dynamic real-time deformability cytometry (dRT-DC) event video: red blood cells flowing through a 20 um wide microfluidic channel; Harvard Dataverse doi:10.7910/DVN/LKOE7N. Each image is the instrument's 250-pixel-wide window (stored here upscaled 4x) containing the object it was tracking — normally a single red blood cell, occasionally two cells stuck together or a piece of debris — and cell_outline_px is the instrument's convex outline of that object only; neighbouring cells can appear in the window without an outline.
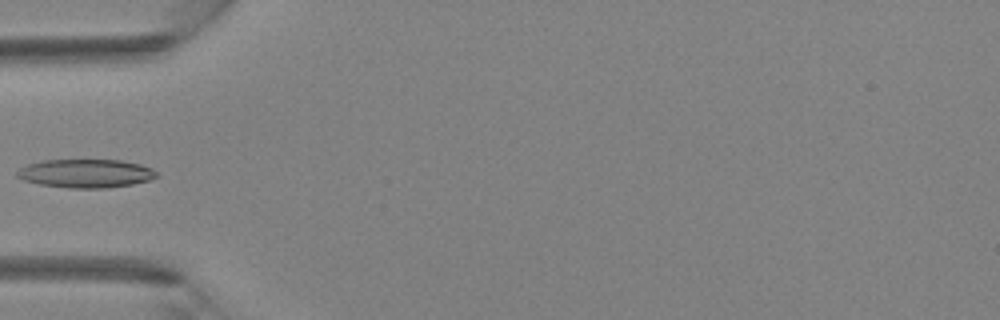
{"species": "Egyptian fruit bat (a non-hibernating species)", "species_latin": "Rousettus aegyptiacus", "temperature_condition": "room temperature", "stored_images_in_passage": 4, "camera_frame_rate_fps": 3000, "um_per_image_px": 0.085, "animal": {"sex": "female"}, "frame": {"image": 1, "passage_image": 4, "time_ms": 1.0, "image_size_px": [1000, 320], "cell_outline_px": [[160, 176], [148, 180], [132, 184], [104, 188], [68, 188], [40, 184], [24, 180], [16, 176], [16, 172], [20, 168], [28, 164], [44, 160], [120, 160], [140, 164], [152, 168]], "centroid_in_image_um": [7.3, 14.74], "position_along_channel_um": 77.7, "area_um2": 23.12}}